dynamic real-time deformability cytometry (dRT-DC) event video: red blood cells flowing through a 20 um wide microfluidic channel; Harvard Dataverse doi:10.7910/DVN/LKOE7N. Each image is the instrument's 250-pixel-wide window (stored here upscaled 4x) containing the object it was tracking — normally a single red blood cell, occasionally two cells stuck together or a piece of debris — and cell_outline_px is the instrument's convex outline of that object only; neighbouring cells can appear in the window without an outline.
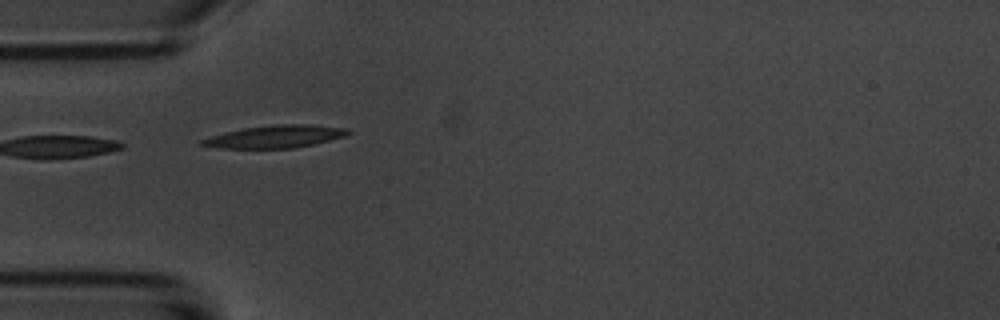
{"species": "common noctule bat (a hibernating species)", "species_latin": "Nyctalus noctula", "temperature_condition": "room temperature", "stored_images_in_passage": 2, "camera_frame_rate_fps": 3000, "um_per_image_px": 0.085, "animal": {"sex": "male", "body_mass_g": 20.1, "forearm_length_mm": 53.5}, "frame": {"image": 1, "passage_image": 1, "time_ms": 0.0, "image_size_px": [1000, 320], "cell_outline_px": [[352, 132], [344, 136], [312, 144], [292, 148], [216, 148], [196, 144], [200, 140], [224, 132], [244, 128], [272, 124], [312, 124], [348, 128]], "centroid_in_image_um": [23.36, 11.6], "position_along_channel_um": 61.6, "area_um2": 19.25}}